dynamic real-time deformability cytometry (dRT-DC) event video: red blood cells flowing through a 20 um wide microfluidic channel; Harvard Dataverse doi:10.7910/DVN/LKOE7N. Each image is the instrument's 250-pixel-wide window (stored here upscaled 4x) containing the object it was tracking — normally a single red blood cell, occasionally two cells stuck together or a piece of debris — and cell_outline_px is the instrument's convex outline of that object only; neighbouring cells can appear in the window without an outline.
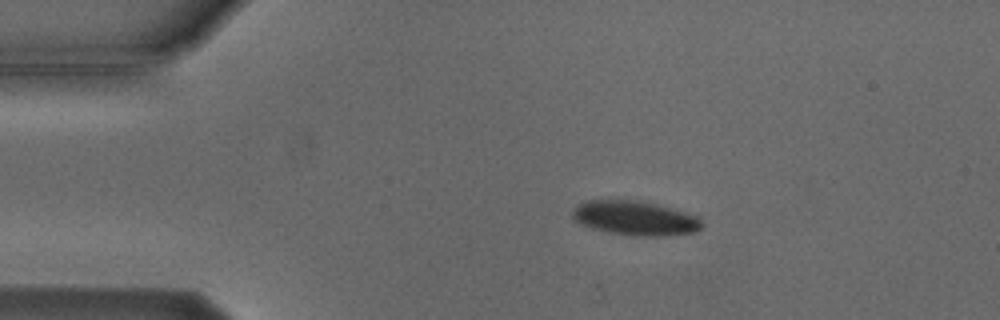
{"species": "Egyptian fruit bat (a non-hibernating species)", "species_latin": "Rousettus aegyptiacus", "temperature_condition": "cold", "stored_images_in_passage": 3, "camera_frame_rate_fps": 3000, "um_per_image_px": 0.085, "animal": {"sex": "male"}, "frame": {"image": 1, "passage_image": 1, "time_ms": 0.0, "image_size_px": [1000, 320], "cell_outline_px": [[704, 224], [696, 232], [664, 236], [640, 236], [608, 232], [592, 228], [580, 224], [572, 216], [572, 212], [580, 204], [588, 200], [640, 200], [656, 204], [684, 212], [696, 216]], "centroid_in_image_um": [54.0, 18.54], "position_along_channel_um": 31.0, "area_um2": 25.66}}